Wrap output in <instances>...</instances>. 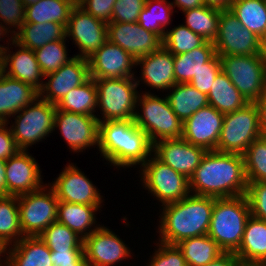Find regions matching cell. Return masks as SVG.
<instances>
[{
    "label": "cell",
    "instance_id": "f35d334b",
    "mask_svg": "<svg viewBox=\"0 0 266 266\" xmlns=\"http://www.w3.org/2000/svg\"><path fill=\"white\" fill-rule=\"evenodd\" d=\"M23 237L17 197L0 196V240L9 247Z\"/></svg>",
    "mask_w": 266,
    "mask_h": 266
},
{
    "label": "cell",
    "instance_id": "11a10c76",
    "mask_svg": "<svg viewBox=\"0 0 266 266\" xmlns=\"http://www.w3.org/2000/svg\"><path fill=\"white\" fill-rule=\"evenodd\" d=\"M171 4L174 9L177 7L182 12L205 5L203 0H173Z\"/></svg>",
    "mask_w": 266,
    "mask_h": 266
},
{
    "label": "cell",
    "instance_id": "db71d44e",
    "mask_svg": "<svg viewBox=\"0 0 266 266\" xmlns=\"http://www.w3.org/2000/svg\"><path fill=\"white\" fill-rule=\"evenodd\" d=\"M255 103L259 109L260 131L266 137V91Z\"/></svg>",
    "mask_w": 266,
    "mask_h": 266
},
{
    "label": "cell",
    "instance_id": "8fae6325",
    "mask_svg": "<svg viewBox=\"0 0 266 266\" xmlns=\"http://www.w3.org/2000/svg\"><path fill=\"white\" fill-rule=\"evenodd\" d=\"M23 236H39L57 221L58 198L46 184L39 190L17 197Z\"/></svg>",
    "mask_w": 266,
    "mask_h": 266
},
{
    "label": "cell",
    "instance_id": "816d5d0a",
    "mask_svg": "<svg viewBox=\"0 0 266 266\" xmlns=\"http://www.w3.org/2000/svg\"><path fill=\"white\" fill-rule=\"evenodd\" d=\"M18 151L8 123H0V159L6 161Z\"/></svg>",
    "mask_w": 266,
    "mask_h": 266
},
{
    "label": "cell",
    "instance_id": "9a60e30c",
    "mask_svg": "<svg viewBox=\"0 0 266 266\" xmlns=\"http://www.w3.org/2000/svg\"><path fill=\"white\" fill-rule=\"evenodd\" d=\"M48 185L54 190L58 201L104 206L101 191L74 163L66 164L62 172L54 181L48 182Z\"/></svg>",
    "mask_w": 266,
    "mask_h": 266
},
{
    "label": "cell",
    "instance_id": "f1b7e54d",
    "mask_svg": "<svg viewBox=\"0 0 266 266\" xmlns=\"http://www.w3.org/2000/svg\"><path fill=\"white\" fill-rule=\"evenodd\" d=\"M66 38V27L61 23H24L14 34V41L22 47L35 50L43 45Z\"/></svg>",
    "mask_w": 266,
    "mask_h": 266
},
{
    "label": "cell",
    "instance_id": "4fadbf2b",
    "mask_svg": "<svg viewBox=\"0 0 266 266\" xmlns=\"http://www.w3.org/2000/svg\"><path fill=\"white\" fill-rule=\"evenodd\" d=\"M66 38L73 40L78 52L74 56L89 58L108 40L107 23L95 18L76 4L66 26Z\"/></svg>",
    "mask_w": 266,
    "mask_h": 266
},
{
    "label": "cell",
    "instance_id": "c3c4849f",
    "mask_svg": "<svg viewBox=\"0 0 266 266\" xmlns=\"http://www.w3.org/2000/svg\"><path fill=\"white\" fill-rule=\"evenodd\" d=\"M246 197L251 216L266 220V182L248 183Z\"/></svg>",
    "mask_w": 266,
    "mask_h": 266
},
{
    "label": "cell",
    "instance_id": "8d00e7d4",
    "mask_svg": "<svg viewBox=\"0 0 266 266\" xmlns=\"http://www.w3.org/2000/svg\"><path fill=\"white\" fill-rule=\"evenodd\" d=\"M173 10L169 0H146L137 22L145 30L156 33L163 39L167 27L172 24L173 13L177 12L176 9Z\"/></svg>",
    "mask_w": 266,
    "mask_h": 266
},
{
    "label": "cell",
    "instance_id": "60d3db41",
    "mask_svg": "<svg viewBox=\"0 0 266 266\" xmlns=\"http://www.w3.org/2000/svg\"><path fill=\"white\" fill-rule=\"evenodd\" d=\"M206 42L202 36L192 32L183 23L174 26L171 30L167 29L162 40V46L173 55H179L203 46Z\"/></svg>",
    "mask_w": 266,
    "mask_h": 266
},
{
    "label": "cell",
    "instance_id": "83f0119b",
    "mask_svg": "<svg viewBox=\"0 0 266 266\" xmlns=\"http://www.w3.org/2000/svg\"><path fill=\"white\" fill-rule=\"evenodd\" d=\"M242 262L266 263V220L250 216L239 249L234 253Z\"/></svg>",
    "mask_w": 266,
    "mask_h": 266
},
{
    "label": "cell",
    "instance_id": "4316f807",
    "mask_svg": "<svg viewBox=\"0 0 266 266\" xmlns=\"http://www.w3.org/2000/svg\"><path fill=\"white\" fill-rule=\"evenodd\" d=\"M51 251L39 236H26L8 247L7 266H53Z\"/></svg>",
    "mask_w": 266,
    "mask_h": 266
},
{
    "label": "cell",
    "instance_id": "7a4b0ae2",
    "mask_svg": "<svg viewBox=\"0 0 266 266\" xmlns=\"http://www.w3.org/2000/svg\"><path fill=\"white\" fill-rule=\"evenodd\" d=\"M98 151L112 167H141L153 154V144L134 119L99 122Z\"/></svg>",
    "mask_w": 266,
    "mask_h": 266
},
{
    "label": "cell",
    "instance_id": "f6af8a7d",
    "mask_svg": "<svg viewBox=\"0 0 266 266\" xmlns=\"http://www.w3.org/2000/svg\"><path fill=\"white\" fill-rule=\"evenodd\" d=\"M26 7L21 0H0V21L15 34L25 23Z\"/></svg>",
    "mask_w": 266,
    "mask_h": 266
},
{
    "label": "cell",
    "instance_id": "5b68a950",
    "mask_svg": "<svg viewBox=\"0 0 266 266\" xmlns=\"http://www.w3.org/2000/svg\"><path fill=\"white\" fill-rule=\"evenodd\" d=\"M141 92L137 97L134 122L146 132L152 144L181 138L184 124L173 112L166 95L162 98L149 90Z\"/></svg>",
    "mask_w": 266,
    "mask_h": 266
},
{
    "label": "cell",
    "instance_id": "30bf717a",
    "mask_svg": "<svg viewBox=\"0 0 266 266\" xmlns=\"http://www.w3.org/2000/svg\"><path fill=\"white\" fill-rule=\"evenodd\" d=\"M260 136L258 106L256 103H248L224 115L217 151L243 155L248 146Z\"/></svg>",
    "mask_w": 266,
    "mask_h": 266
},
{
    "label": "cell",
    "instance_id": "484cf974",
    "mask_svg": "<svg viewBox=\"0 0 266 266\" xmlns=\"http://www.w3.org/2000/svg\"><path fill=\"white\" fill-rule=\"evenodd\" d=\"M103 206H91L58 201L57 222L69 227L83 239L101 225L96 221V214ZM98 223V224H97Z\"/></svg>",
    "mask_w": 266,
    "mask_h": 266
},
{
    "label": "cell",
    "instance_id": "ee69618b",
    "mask_svg": "<svg viewBox=\"0 0 266 266\" xmlns=\"http://www.w3.org/2000/svg\"><path fill=\"white\" fill-rule=\"evenodd\" d=\"M156 249L149 256L147 265L145 266H187L182 251L177 245L165 244L157 241Z\"/></svg>",
    "mask_w": 266,
    "mask_h": 266
},
{
    "label": "cell",
    "instance_id": "f907efd6",
    "mask_svg": "<svg viewBox=\"0 0 266 266\" xmlns=\"http://www.w3.org/2000/svg\"><path fill=\"white\" fill-rule=\"evenodd\" d=\"M53 266L86 265L83 250L51 251Z\"/></svg>",
    "mask_w": 266,
    "mask_h": 266
},
{
    "label": "cell",
    "instance_id": "9f6ffc18",
    "mask_svg": "<svg viewBox=\"0 0 266 266\" xmlns=\"http://www.w3.org/2000/svg\"><path fill=\"white\" fill-rule=\"evenodd\" d=\"M10 33V34H9ZM10 37V38H9ZM7 38V39H6ZM7 40L5 44H0V55L2 52L10 46L9 44L14 42V34L11 30H9L5 25L0 21V42ZM7 44V45H6ZM6 45V46H5Z\"/></svg>",
    "mask_w": 266,
    "mask_h": 266
},
{
    "label": "cell",
    "instance_id": "3957f363",
    "mask_svg": "<svg viewBox=\"0 0 266 266\" xmlns=\"http://www.w3.org/2000/svg\"><path fill=\"white\" fill-rule=\"evenodd\" d=\"M159 209L158 241L176 245L181 240L207 235L214 198L190 193L178 202Z\"/></svg>",
    "mask_w": 266,
    "mask_h": 266
},
{
    "label": "cell",
    "instance_id": "d6986e66",
    "mask_svg": "<svg viewBox=\"0 0 266 266\" xmlns=\"http://www.w3.org/2000/svg\"><path fill=\"white\" fill-rule=\"evenodd\" d=\"M108 41L130 53L135 60L162 47V38L145 30L138 22H110L107 24Z\"/></svg>",
    "mask_w": 266,
    "mask_h": 266
},
{
    "label": "cell",
    "instance_id": "7bdbcfd3",
    "mask_svg": "<svg viewBox=\"0 0 266 266\" xmlns=\"http://www.w3.org/2000/svg\"><path fill=\"white\" fill-rule=\"evenodd\" d=\"M67 41H53L34 50L36 60L44 75L59 70L62 65L74 58V55L68 56Z\"/></svg>",
    "mask_w": 266,
    "mask_h": 266
},
{
    "label": "cell",
    "instance_id": "9c48e42d",
    "mask_svg": "<svg viewBox=\"0 0 266 266\" xmlns=\"http://www.w3.org/2000/svg\"><path fill=\"white\" fill-rule=\"evenodd\" d=\"M221 70L240 94L255 103L266 91V54L219 56Z\"/></svg>",
    "mask_w": 266,
    "mask_h": 266
},
{
    "label": "cell",
    "instance_id": "91938a15",
    "mask_svg": "<svg viewBox=\"0 0 266 266\" xmlns=\"http://www.w3.org/2000/svg\"><path fill=\"white\" fill-rule=\"evenodd\" d=\"M7 251L8 246L0 240V266H7Z\"/></svg>",
    "mask_w": 266,
    "mask_h": 266
},
{
    "label": "cell",
    "instance_id": "74e56055",
    "mask_svg": "<svg viewBox=\"0 0 266 266\" xmlns=\"http://www.w3.org/2000/svg\"><path fill=\"white\" fill-rule=\"evenodd\" d=\"M220 8L203 5L181 12L185 16L184 25L206 41L214 42L218 33Z\"/></svg>",
    "mask_w": 266,
    "mask_h": 266
},
{
    "label": "cell",
    "instance_id": "f5cc1de1",
    "mask_svg": "<svg viewBox=\"0 0 266 266\" xmlns=\"http://www.w3.org/2000/svg\"><path fill=\"white\" fill-rule=\"evenodd\" d=\"M240 260L232 252H224L218 258L205 266H236Z\"/></svg>",
    "mask_w": 266,
    "mask_h": 266
},
{
    "label": "cell",
    "instance_id": "e0dca14e",
    "mask_svg": "<svg viewBox=\"0 0 266 266\" xmlns=\"http://www.w3.org/2000/svg\"><path fill=\"white\" fill-rule=\"evenodd\" d=\"M90 78H135L136 60L120 46L108 40L89 58ZM133 69V70H132Z\"/></svg>",
    "mask_w": 266,
    "mask_h": 266
},
{
    "label": "cell",
    "instance_id": "bcb514c9",
    "mask_svg": "<svg viewBox=\"0 0 266 266\" xmlns=\"http://www.w3.org/2000/svg\"><path fill=\"white\" fill-rule=\"evenodd\" d=\"M221 71V61L215 54L207 63L204 64L196 76L189 82L194 88L208 95L211 86L214 83L215 77Z\"/></svg>",
    "mask_w": 266,
    "mask_h": 266
},
{
    "label": "cell",
    "instance_id": "cb8c5ba5",
    "mask_svg": "<svg viewBox=\"0 0 266 266\" xmlns=\"http://www.w3.org/2000/svg\"><path fill=\"white\" fill-rule=\"evenodd\" d=\"M12 46L16 48L15 52L10 50L13 49ZM0 62L4 74L27 83L38 91L42 88L45 75L36 60L34 50L22 47L14 41L2 52Z\"/></svg>",
    "mask_w": 266,
    "mask_h": 266
},
{
    "label": "cell",
    "instance_id": "d4e9b609",
    "mask_svg": "<svg viewBox=\"0 0 266 266\" xmlns=\"http://www.w3.org/2000/svg\"><path fill=\"white\" fill-rule=\"evenodd\" d=\"M39 97L33 86L0 74V123L10 122V118Z\"/></svg>",
    "mask_w": 266,
    "mask_h": 266
},
{
    "label": "cell",
    "instance_id": "836d02e7",
    "mask_svg": "<svg viewBox=\"0 0 266 266\" xmlns=\"http://www.w3.org/2000/svg\"><path fill=\"white\" fill-rule=\"evenodd\" d=\"M229 9L243 27L266 43V3L264 0H233Z\"/></svg>",
    "mask_w": 266,
    "mask_h": 266
},
{
    "label": "cell",
    "instance_id": "6125c7cd",
    "mask_svg": "<svg viewBox=\"0 0 266 266\" xmlns=\"http://www.w3.org/2000/svg\"><path fill=\"white\" fill-rule=\"evenodd\" d=\"M21 1H22L23 5L25 7H27V6L31 5V4H34L35 2H38L39 0H21Z\"/></svg>",
    "mask_w": 266,
    "mask_h": 266
},
{
    "label": "cell",
    "instance_id": "ffe728a7",
    "mask_svg": "<svg viewBox=\"0 0 266 266\" xmlns=\"http://www.w3.org/2000/svg\"><path fill=\"white\" fill-rule=\"evenodd\" d=\"M39 163L25 150H19L6 160L7 196H21L41 189L43 183Z\"/></svg>",
    "mask_w": 266,
    "mask_h": 266
},
{
    "label": "cell",
    "instance_id": "ab89813d",
    "mask_svg": "<svg viewBox=\"0 0 266 266\" xmlns=\"http://www.w3.org/2000/svg\"><path fill=\"white\" fill-rule=\"evenodd\" d=\"M39 237L50 251L83 250V238L57 221L51 223Z\"/></svg>",
    "mask_w": 266,
    "mask_h": 266
},
{
    "label": "cell",
    "instance_id": "6da1fadb",
    "mask_svg": "<svg viewBox=\"0 0 266 266\" xmlns=\"http://www.w3.org/2000/svg\"><path fill=\"white\" fill-rule=\"evenodd\" d=\"M247 180L241 154L207 151L189 179L190 193L213 198L246 195Z\"/></svg>",
    "mask_w": 266,
    "mask_h": 266
},
{
    "label": "cell",
    "instance_id": "680465c9",
    "mask_svg": "<svg viewBox=\"0 0 266 266\" xmlns=\"http://www.w3.org/2000/svg\"><path fill=\"white\" fill-rule=\"evenodd\" d=\"M233 0H203L205 5L218 7L220 9H229Z\"/></svg>",
    "mask_w": 266,
    "mask_h": 266
},
{
    "label": "cell",
    "instance_id": "f546056e",
    "mask_svg": "<svg viewBox=\"0 0 266 266\" xmlns=\"http://www.w3.org/2000/svg\"><path fill=\"white\" fill-rule=\"evenodd\" d=\"M168 91L166 97L169 104L183 123L199 109L209 105L208 95L189 83L175 84Z\"/></svg>",
    "mask_w": 266,
    "mask_h": 266
},
{
    "label": "cell",
    "instance_id": "d6a6232c",
    "mask_svg": "<svg viewBox=\"0 0 266 266\" xmlns=\"http://www.w3.org/2000/svg\"><path fill=\"white\" fill-rule=\"evenodd\" d=\"M74 4L70 0H39L26 7L25 23H61L68 25Z\"/></svg>",
    "mask_w": 266,
    "mask_h": 266
},
{
    "label": "cell",
    "instance_id": "7402d4cb",
    "mask_svg": "<svg viewBox=\"0 0 266 266\" xmlns=\"http://www.w3.org/2000/svg\"><path fill=\"white\" fill-rule=\"evenodd\" d=\"M224 115L211 105L199 109L183 123L182 138L207 151L217 150Z\"/></svg>",
    "mask_w": 266,
    "mask_h": 266
},
{
    "label": "cell",
    "instance_id": "d590c367",
    "mask_svg": "<svg viewBox=\"0 0 266 266\" xmlns=\"http://www.w3.org/2000/svg\"><path fill=\"white\" fill-rule=\"evenodd\" d=\"M176 245L182 251L187 266H205L224 253L208 234L181 240Z\"/></svg>",
    "mask_w": 266,
    "mask_h": 266
},
{
    "label": "cell",
    "instance_id": "52a82bcc",
    "mask_svg": "<svg viewBox=\"0 0 266 266\" xmlns=\"http://www.w3.org/2000/svg\"><path fill=\"white\" fill-rule=\"evenodd\" d=\"M97 87L99 122L134 119L140 92L135 78L94 79Z\"/></svg>",
    "mask_w": 266,
    "mask_h": 266
},
{
    "label": "cell",
    "instance_id": "2e32d148",
    "mask_svg": "<svg viewBox=\"0 0 266 266\" xmlns=\"http://www.w3.org/2000/svg\"><path fill=\"white\" fill-rule=\"evenodd\" d=\"M67 143L68 149L74 153L99 146V120L97 116H89L56 110L54 126Z\"/></svg>",
    "mask_w": 266,
    "mask_h": 266
},
{
    "label": "cell",
    "instance_id": "1f68e13d",
    "mask_svg": "<svg viewBox=\"0 0 266 266\" xmlns=\"http://www.w3.org/2000/svg\"><path fill=\"white\" fill-rule=\"evenodd\" d=\"M216 54L213 42L207 41L203 46L174 55V74L176 84L189 83L198 71Z\"/></svg>",
    "mask_w": 266,
    "mask_h": 266
},
{
    "label": "cell",
    "instance_id": "44dd1931",
    "mask_svg": "<svg viewBox=\"0 0 266 266\" xmlns=\"http://www.w3.org/2000/svg\"><path fill=\"white\" fill-rule=\"evenodd\" d=\"M206 152L203 147L190 144L182 137L153 144V154L187 179L193 176Z\"/></svg>",
    "mask_w": 266,
    "mask_h": 266
},
{
    "label": "cell",
    "instance_id": "b9f144b4",
    "mask_svg": "<svg viewBox=\"0 0 266 266\" xmlns=\"http://www.w3.org/2000/svg\"><path fill=\"white\" fill-rule=\"evenodd\" d=\"M243 157L247 183L266 182V137L255 139Z\"/></svg>",
    "mask_w": 266,
    "mask_h": 266
},
{
    "label": "cell",
    "instance_id": "6f0895ef",
    "mask_svg": "<svg viewBox=\"0 0 266 266\" xmlns=\"http://www.w3.org/2000/svg\"><path fill=\"white\" fill-rule=\"evenodd\" d=\"M0 196H7L6 161L0 159Z\"/></svg>",
    "mask_w": 266,
    "mask_h": 266
},
{
    "label": "cell",
    "instance_id": "e575fe53",
    "mask_svg": "<svg viewBox=\"0 0 266 266\" xmlns=\"http://www.w3.org/2000/svg\"><path fill=\"white\" fill-rule=\"evenodd\" d=\"M97 102L96 83L93 78H89L85 83L68 92L56 104V108L71 113L96 116Z\"/></svg>",
    "mask_w": 266,
    "mask_h": 266
},
{
    "label": "cell",
    "instance_id": "5bb4252c",
    "mask_svg": "<svg viewBox=\"0 0 266 266\" xmlns=\"http://www.w3.org/2000/svg\"><path fill=\"white\" fill-rule=\"evenodd\" d=\"M83 251L90 266H117L134 256L125 241L103 224L83 239Z\"/></svg>",
    "mask_w": 266,
    "mask_h": 266
},
{
    "label": "cell",
    "instance_id": "277c9868",
    "mask_svg": "<svg viewBox=\"0 0 266 266\" xmlns=\"http://www.w3.org/2000/svg\"><path fill=\"white\" fill-rule=\"evenodd\" d=\"M250 216L246 195L214 198L208 235L224 252L235 253L240 247L245 224Z\"/></svg>",
    "mask_w": 266,
    "mask_h": 266
},
{
    "label": "cell",
    "instance_id": "7c38bea8",
    "mask_svg": "<svg viewBox=\"0 0 266 266\" xmlns=\"http://www.w3.org/2000/svg\"><path fill=\"white\" fill-rule=\"evenodd\" d=\"M218 56L266 54L265 43L242 26L230 9H221L218 33L213 42Z\"/></svg>",
    "mask_w": 266,
    "mask_h": 266
},
{
    "label": "cell",
    "instance_id": "ba28073f",
    "mask_svg": "<svg viewBox=\"0 0 266 266\" xmlns=\"http://www.w3.org/2000/svg\"><path fill=\"white\" fill-rule=\"evenodd\" d=\"M141 187L158 200L159 206L178 202L190 194L189 179L159 160L154 154L139 168Z\"/></svg>",
    "mask_w": 266,
    "mask_h": 266
},
{
    "label": "cell",
    "instance_id": "4dcf8cb0",
    "mask_svg": "<svg viewBox=\"0 0 266 266\" xmlns=\"http://www.w3.org/2000/svg\"><path fill=\"white\" fill-rule=\"evenodd\" d=\"M208 101L209 105L223 114L239 110L249 103L222 70L215 77Z\"/></svg>",
    "mask_w": 266,
    "mask_h": 266
},
{
    "label": "cell",
    "instance_id": "603a6c76",
    "mask_svg": "<svg viewBox=\"0 0 266 266\" xmlns=\"http://www.w3.org/2000/svg\"><path fill=\"white\" fill-rule=\"evenodd\" d=\"M139 66L141 75L135 76L139 87L144 84L153 90L167 92L172 88L175 82L174 74V55L163 46L157 51L151 52L136 60V68ZM141 82V83H140Z\"/></svg>",
    "mask_w": 266,
    "mask_h": 266
},
{
    "label": "cell",
    "instance_id": "be15d7a7",
    "mask_svg": "<svg viewBox=\"0 0 266 266\" xmlns=\"http://www.w3.org/2000/svg\"><path fill=\"white\" fill-rule=\"evenodd\" d=\"M72 1L74 4H79V0H70Z\"/></svg>",
    "mask_w": 266,
    "mask_h": 266
},
{
    "label": "cell",
    "instance_id": "7dc6e473",
    "mask_svg": "<svg viewBox=\"0 0 266 266\" xmlns=\"http://www.w3.org/2000/svg\"><path fill=\"white\" fill-rule=\"evenodd\" d=\"M146 0H117L113 6L111 22H137Z\"/></svg>",
    "mask_w": 266,
    "mask_h": 266
},
{
    "label": "cell",
    "instance_id": "ac0fdd59",
    "mask_svg": "<svg viewBox=\"0 0 266 266\" xmlns=\"http://www.w3.org/2000/svg\"><path fill=\"white\" fill-rule=\"evenodd\" d=\"M90 78L87 58L75 57L59 70L45 75L39 98L57 104L68 92Z\"/></svg>",
    "mask_w": 266,
    "mask_h": 266
},
{
    "label": "cell",
    "instance_id": "8992f818",
    "mask_svg": "<svg viewBox=\"0 0 266 266\" xmlns=\"http://www.w3.org/2000/svg\"><path fill=\"white\" fill-rule=\"evenodd\" d=\"M56 110V104L38 97L10 118L14 119L11 120L12 125L7 123L19 150L29 151L32 145L49 138L54 132Z\"/></svg>",
    "mask_w": 266,
    "mask_h": 266
},
{
    "label": "cell",
    "instance_id": "94428289",
    "mask_svg": "<svg viewBox=\"0 0 266 266\" xmlns=\"http://www.w3.org/2000/svg\"><path fill=\"white\" fill-rule=\"evenodd\" d=\"M236 266H266L264 263H255V262H242L239 261Z\"/></svg>",
    "mask_w": 266,
    "mask_h": 266
},
{
    "label": "cell",
    "instance_id": "681fc988",
    "mask_svg": "<svg viewBox=\"0 0 266 266\" xmlns=\"http://www.w3.org/2000/svg\"><path fill=\"white\" fill-rule=\"evenodd\" d=\"M117 0H82L78 5L95 18L111 22L113 6Z\"/></svg>",
    "mask_w": 266,
    "mask_h": 266
}]
</instances>
